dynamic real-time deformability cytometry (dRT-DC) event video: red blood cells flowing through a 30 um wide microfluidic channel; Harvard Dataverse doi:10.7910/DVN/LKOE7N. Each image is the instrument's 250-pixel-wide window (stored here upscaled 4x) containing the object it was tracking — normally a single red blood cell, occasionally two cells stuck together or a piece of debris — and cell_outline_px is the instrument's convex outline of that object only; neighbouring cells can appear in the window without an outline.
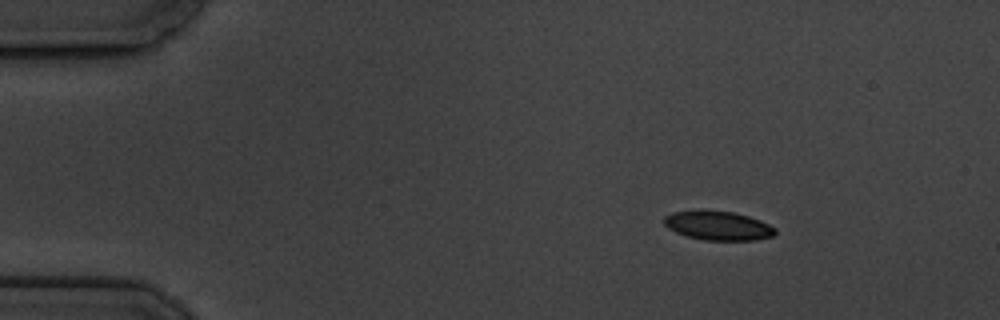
{"species": "common noctule bat (a hibernating species)", "species_latin": "Nyctalus noctula", "temperature_condition": "cold", "stored_images_in_passage": 5, "camera_frame_rate_fps": 3000, "um_per_image_px": 0.085, "animal": {"sex": "male", "body_mass_g": 19.5, "forearm_length_mm": 54.6}, "frame": {"image": 1, "passage_image": 2, "time_ms": 1.333, "image_size_px": [1000, 320], "cell_outline_px": [[776, 232], [772, 236], [756, 240], [704, 240], [688, 236], [676, 232], [668, 228], [664, 224], [664, 216], [672, 212], [704, 208], [736, 212], [760, 220], [776, 228]], "centroid_in_image_um": [61.01, 19.14], "position_along_channel_um": 24.0, "area_um2": 19.25}}
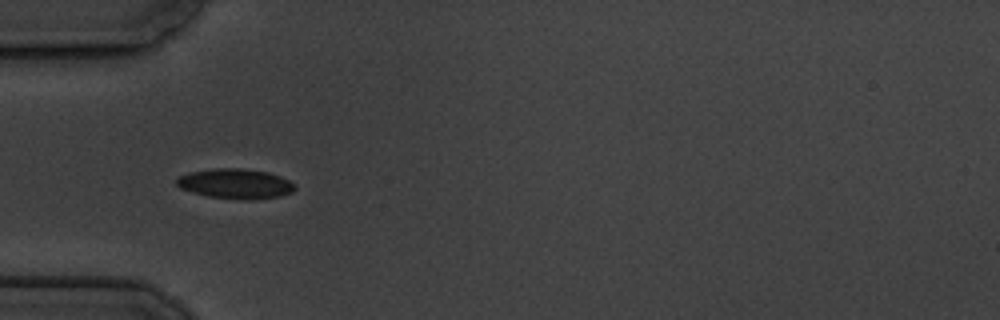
{"frame": {"image": 2, "passage_image": 5, "time_ms": 4.667, "image_size_px": [1000, 320], "cell_outline_px": [[296, 188], [292, 192], [280, 196], [252, 200], [240, 200], [208, 196], [192, 192], [180, 188], [176, 184], [176, 180], [180, 176], [188, 172], [212, 168], [240, 168], [268, 172], [280, 176], [288, 180]], "centroid_in_image_um": [19.99, 15.62], "position_along_channel_um": 65.0, "area_um2": 20.69}}